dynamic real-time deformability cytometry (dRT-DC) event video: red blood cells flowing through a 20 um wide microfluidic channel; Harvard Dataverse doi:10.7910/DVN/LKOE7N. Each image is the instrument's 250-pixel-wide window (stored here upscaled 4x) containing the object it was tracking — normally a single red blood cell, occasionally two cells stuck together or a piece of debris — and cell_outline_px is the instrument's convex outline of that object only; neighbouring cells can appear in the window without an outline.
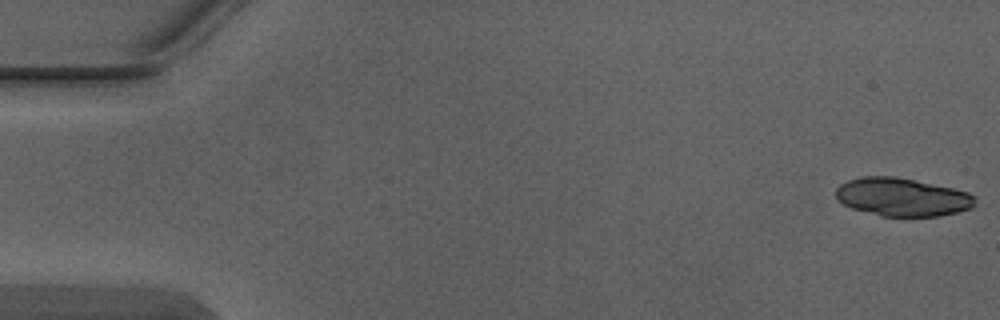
{"species": "Egyptian fruit bat (a non-hibernating species)", "species_latin": "Rousettus aegyptiacus", "temperature_condition": "warm", "stored_images_in_passage": 5, "camera_frame_rate_fps": 3000, "um_per_image_px": 0.085, "animal": {"sex": "male"}, "frame": {"image": 1, "passage_image": 1, "time_ms": 0.0, "image_size_px": [1000, 320], "cell_outline_px": [[976, 204], [972, 208], [940, 216], [880, 216], [852, 208], [836, 200], [836, 188], [840, 184], [848, 180], [860, 176], [896, 176], [952, 188], [968, 192], [976, 196]], "centroid_in_image_um": [76.68, 16.74], "position_along_channel_um": 8.3, "area_um2": 31.15}}